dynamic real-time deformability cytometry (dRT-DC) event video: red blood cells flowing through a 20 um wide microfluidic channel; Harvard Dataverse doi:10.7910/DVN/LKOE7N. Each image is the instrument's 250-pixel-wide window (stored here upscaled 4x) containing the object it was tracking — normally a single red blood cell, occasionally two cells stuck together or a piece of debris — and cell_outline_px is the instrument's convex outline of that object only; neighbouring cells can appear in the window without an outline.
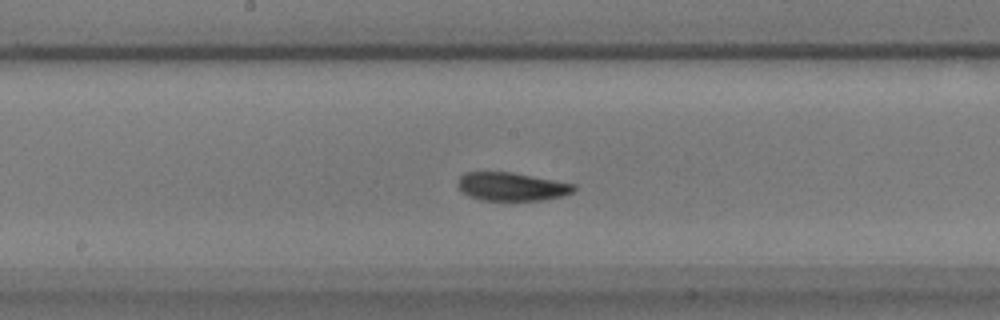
{"species": "common noctule bat (a hibernating species)", "species_latin": "Nyctalus noctula", "temperature_condition": "warm", "stored_images_in_passage": 49, "camera_frame_rate_fps": 3000, "um_per_image_px": 0.085, "animal": {"sex": "male", "body_mass_g": 17.9}, "frame": {"image": 1, "passage_image": 23, "time_ms": 7.333, "image_size_px": [1000, 320], "cell_outline_px": [[576, 188], [572, 192], [564, 196], [544, 200], [480, 200], [468, 196], [456, 184], [460, 176], [468, 172], [512, 172], [576, 184]], "centroid_in_image_um": [43.51, 15.86], "position_along_channel_um": 204.7, "area_um2": 19.19}}
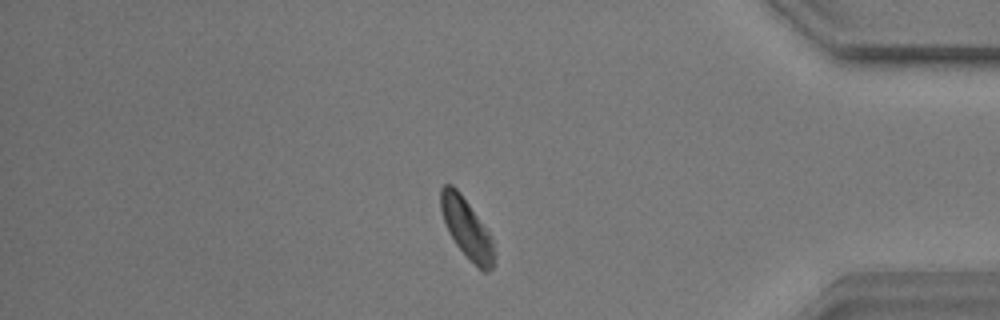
{"frame": {"image": 2, "passage_image": 41, "time_ms": 13.333, "image_size_px": [1000, 320], "cell_outline_px": [[496, 252], [492, 268], [488, 272], [484, 272], [456, 244], [448, 232], [440, 208], [440, 188], [444, 184], [452, 184], [460, 192], [488, 232], [492, 240]], "centroid_in_image_um": [39.66, 19.38], "position_along_channel_um": 395.5, "area_um2": 18.15}}
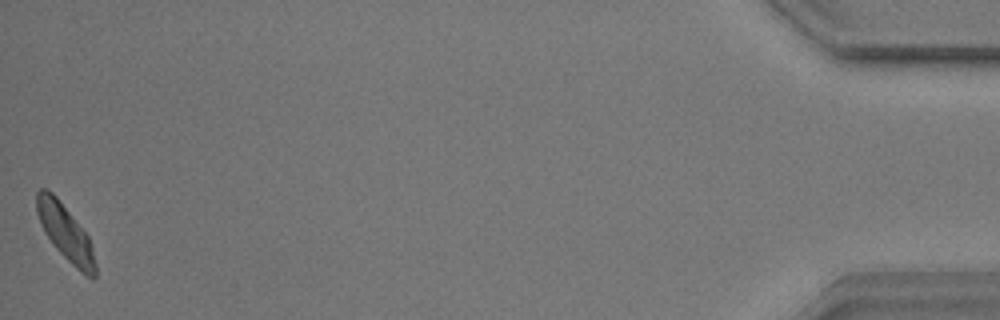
{"frame": {"image": 3, "passage_image": 49, "time_ms": 16.0, "image_size_px": [1000, 320], "cell_outline_px": [[96, 276], [92, 280], [80, 272], [56, 248], [44, 232], [40, 224], [36, 212], [36, 192], [40, 188], [48, 188], [56, 196], [88, 236], [92, 248], [96, 264]], "centroid_in_image_um": [5.54, 19.77], "position_along_channel_um": 429.7, "area_um2": 18.96}, "authors_computed_cell_mechanics": {"area_um2": 19.2474, "velocity_mm_per_s": 3.6653, "shape_relaxation_time_tau1_ms": 3.5929, "shape_relaxation_time_tau2_ms": 2.7137, "deformation_change_tau1": 0.1407, "deformation_change_tau2": 0.0614}}